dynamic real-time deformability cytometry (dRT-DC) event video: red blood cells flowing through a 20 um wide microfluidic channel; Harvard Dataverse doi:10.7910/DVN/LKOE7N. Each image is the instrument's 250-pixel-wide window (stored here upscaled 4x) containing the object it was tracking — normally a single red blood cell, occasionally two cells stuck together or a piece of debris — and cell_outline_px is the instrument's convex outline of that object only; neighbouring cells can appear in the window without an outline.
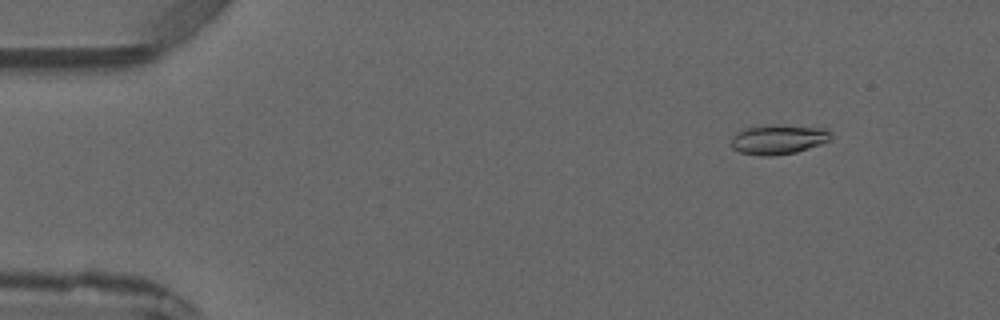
{"species": "common noctule bat (a hibernating species)", "species_latin": "Nyctalus noctula", "temperature_condition": "warm", "stored_images_in_passage": 3, "camera_frame_rate_fps": 3000, "um_per_image_px": 0.085, "animal": {"sex": "male", "forearm_length_mm": 52.5}, "frame": {"image": 1, "passage_image": 2, "time_ms": 1.0, "image_size_px": [1000, 320], "cell_outline_px": [[832, 136], [828, 140], [820, 144], [796, 152], [772, 156], [760, 156], [740, 152], [732, 148], [732, 136], [736, 132], [744, 128], [764, 124], [784, 124], [828, 128], [832, 132]], "centroid_in_image_um": [66.16, 11.82], "position_along_channel_um": 18.8, "area_um2": 17.69}}